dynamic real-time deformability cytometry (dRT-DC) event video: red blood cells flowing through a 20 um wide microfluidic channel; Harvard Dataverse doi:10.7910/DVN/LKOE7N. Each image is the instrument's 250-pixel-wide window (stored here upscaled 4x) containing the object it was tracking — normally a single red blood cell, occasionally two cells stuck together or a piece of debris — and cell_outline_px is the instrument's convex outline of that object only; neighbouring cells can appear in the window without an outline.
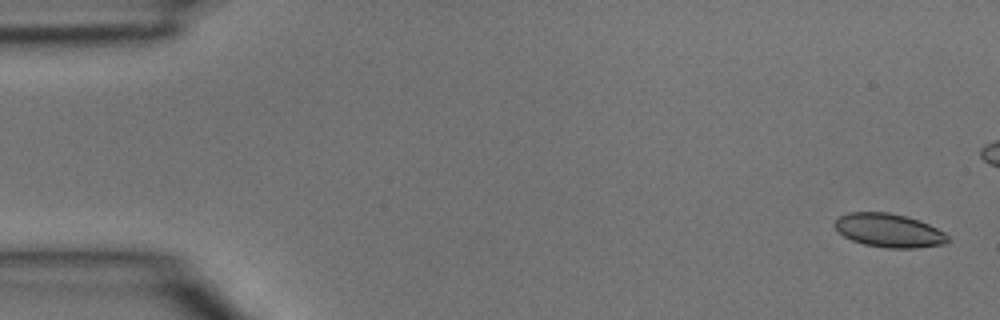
{"species": "common noctule bat (a hibernating species)", "species_latin": "Nyctalus noctula", "temperature_condition": "room temperature", "stored_images_in_passage": 6, "camera_frame_rate_fps": 3000, "um_per_image_px": 0.085, "animal": {"sex": "male", "body_mass_g": 15.6}, "frame": {"image": 1, "passage_image": 1, "time_ms": 0.0, "image_size_px": [1000, 320], "cell_outline_px": [[948, 240], [944, 244], [916, 248], [884, 248], [864, 244], [852, 240], [844, 236], [832, 224], [840, 216], [848, 212], [888, 212], [920, 220], [944, 232], [948, 236]], "centroid_in_image_um": [75.54, 19.59], "position_along_channel_um": 9.5, "area_um2": 22.08}}
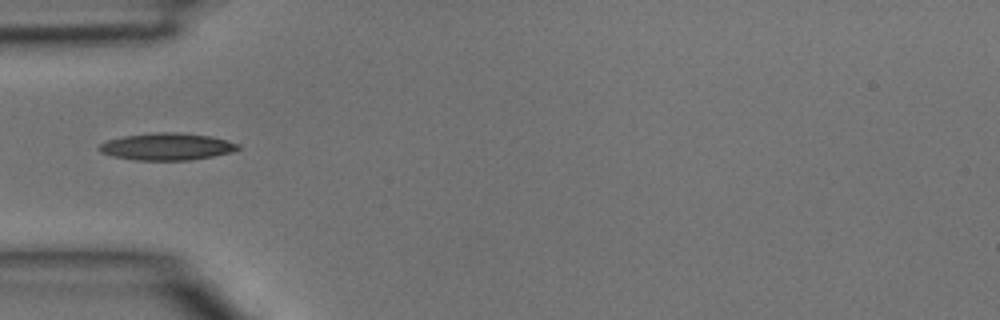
{"frame": {"image": 2, "passage_image": 5, "time_ms": 1.333, "image_size_px": [1000, 320], "cell_outline_px": [[240, 148], [232, 152], [212, 156], [188, 160], [136, 160], [112, 156], [100, 152], [96, 148], [100, 144], [108, 140], [124, 136], [156, 132], [176, 132], [212, 136], [240, 144]], "centroid_in_image_um": [14.18, 12.46], "position_along_channel_um": 70.8, "area_um2": 21.91}}
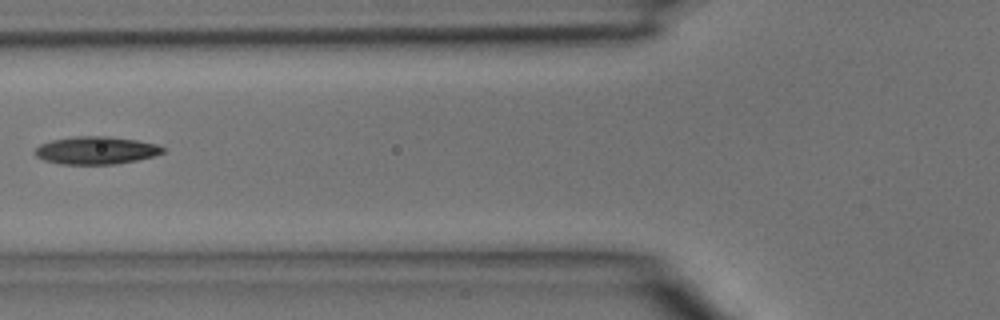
{"frame": {"image": 3, "passage_image": 6, "time_ms": 1.667, "image_size_px": [1000, 320], "cell_outline_px": [[164, 152], [152, 156], [136, 160], [116, 164], [60, 164], [44, 160], [36, 156], [36, 148], [40, 144], [52, 140], [76, 136], [108, 136], [136, 140], [156, 144], [164, 148]], "centroid_in_image_um": [8.15, 12.78], "position_along_channel_um": 117.6, "area_um2": 20.46}}